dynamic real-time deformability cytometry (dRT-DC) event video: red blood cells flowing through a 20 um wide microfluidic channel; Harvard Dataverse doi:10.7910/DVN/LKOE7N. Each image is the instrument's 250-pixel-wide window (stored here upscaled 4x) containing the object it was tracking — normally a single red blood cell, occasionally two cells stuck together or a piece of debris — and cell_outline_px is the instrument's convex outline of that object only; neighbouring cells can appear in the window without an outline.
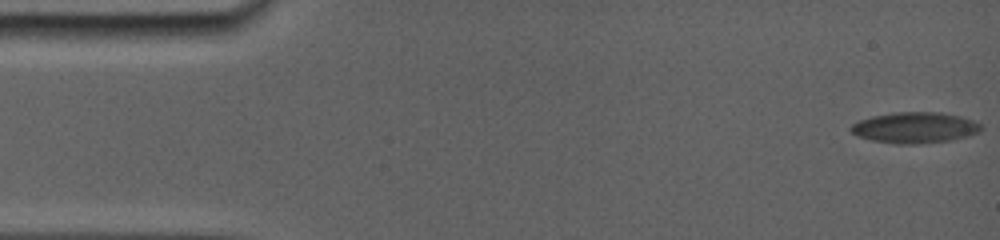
{"species": "common noctule bat (a hibernating species)", "species_latin": "Nyctalus noctula", "temperature_condition": "room temperature", "stored_images_in_passage": 54, "camera_frame_rate_fps": 5000, "um_per_image_px": 0.085, "animal": {"sex": "female", "body_mass_g": 19.0, "forearm_length_mm": 56.7}, "frame": {"image": 1, "passage_image": 1, "time_ms": 0.0, "image_size_px": [1000, 240], "cell_outline_px": [[980, 128], [976, 132], [944, 140], [880, 140], [860, 136], [852, 132], [852, 124], [860, 120], [876, 116], [900, 112], [932, 112], [956, 116], [980, 124]], "centroid_in_image_um": [77.72, 10.77], "position_along_channel_um": 7.3, "area_um2": 20.69}}
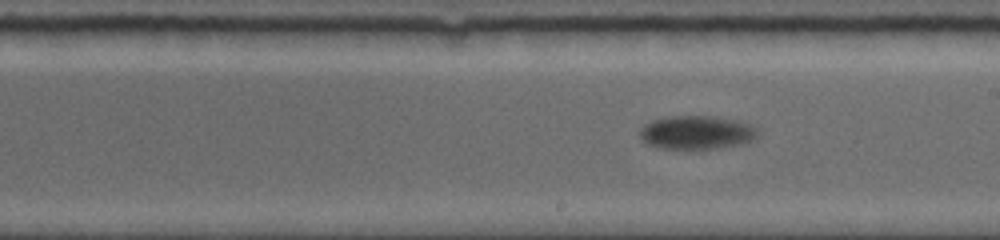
{"frame": {"image": 2, "passage_image": 31, "time_ms": 9.6, "image_size_px": [1000, 240], "cell_outline_px": [[756, 136], [752, 140], [736, 144], [716, 148], [660, 148], [648, 144], [640, 136], [640, 128], [644, 124], [652, 120], [668, 116], [712, 116], [736, 120], [748, 124], [756, 132]], "centroid_in_image_um": [59.13, 11.24], "position_along_channel_um": 229.9, "area_um2": 22.48}}
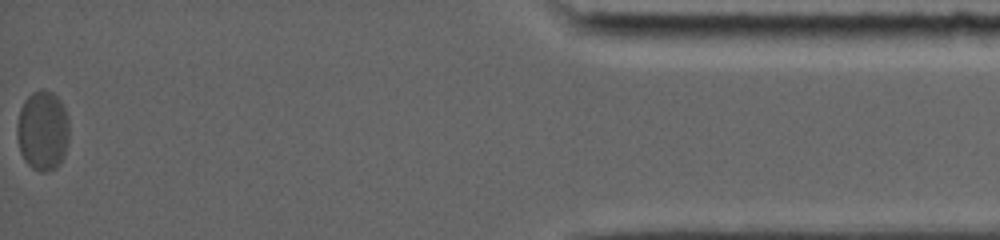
{"frame": {"image": 3, "passage_image": 54, "time_ms": 17.2, "image_size_px": [1000, 240], "cell_outline_px": [[68, 144], [64, 156], [60, 164], [56, 168], [44, 172], [40, 172], [32, 168], [24, 160], [20, 152], [16, 136], [16, 128], [20, 108], [24, 100], [32, 92], [52, 92], [60, 100], [68, 116]], "centroid_in_image_um": [3.62, 11.14], "position_along_channel_um": 431.6, "area_um2": 24.39}, "authors_computed_cell_mechanics": {"area_um2": 22.0507, "velocity_mm_per_s": 3.6259, "shape_relaxation_time_tau1_ms": 2.362, "shape_relaxation_time_tau2_ms": null, "deformation_change_tau1": 0.1128, "deformation_change_tau2": null}}